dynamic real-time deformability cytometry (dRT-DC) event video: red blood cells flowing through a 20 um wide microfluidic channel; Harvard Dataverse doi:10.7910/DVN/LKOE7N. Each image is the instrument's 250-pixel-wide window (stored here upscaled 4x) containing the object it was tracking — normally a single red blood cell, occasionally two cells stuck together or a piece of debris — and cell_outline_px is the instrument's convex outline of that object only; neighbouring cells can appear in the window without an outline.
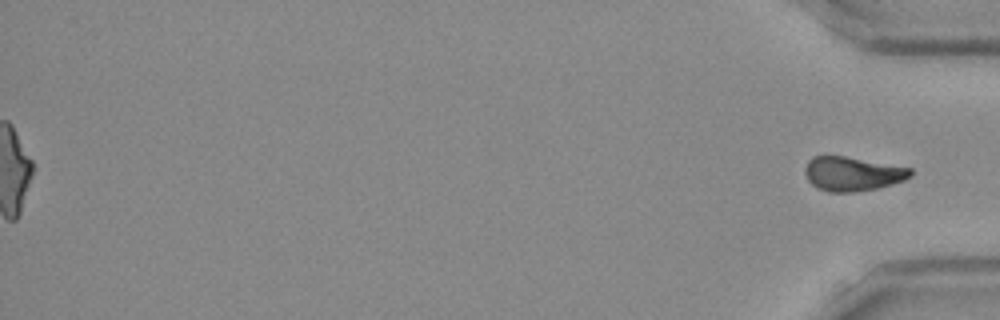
{"species": "Egyptian fruit bat (a non-hibernating species)", "species_latin": "Rousettus aegyptiacus", "temperature_condition": "room temperature", "stored_images_in_passage": 52, "segment_of_instrument_passage": [2, 2], "camera_frame_rate_fps": 3000, "um_per_image_px": 0.085, "frame": {"image": 1, "passage_image": 52, "time_ms": 17.0, "image_size_px": [1000, 320], "cell_outline_px": [[912, 176], [904, 180], [876, 188], [856, 192], [828, 192], [816, 188], [808, 180], [804, 172], [804, 168], [808, 160], [812, 156], [844, 156], [912, 168]], "centroid_in_image_um": [72.43, 14.77], "position_along_channel_um": 362.8, "area_um2": 21.04}}